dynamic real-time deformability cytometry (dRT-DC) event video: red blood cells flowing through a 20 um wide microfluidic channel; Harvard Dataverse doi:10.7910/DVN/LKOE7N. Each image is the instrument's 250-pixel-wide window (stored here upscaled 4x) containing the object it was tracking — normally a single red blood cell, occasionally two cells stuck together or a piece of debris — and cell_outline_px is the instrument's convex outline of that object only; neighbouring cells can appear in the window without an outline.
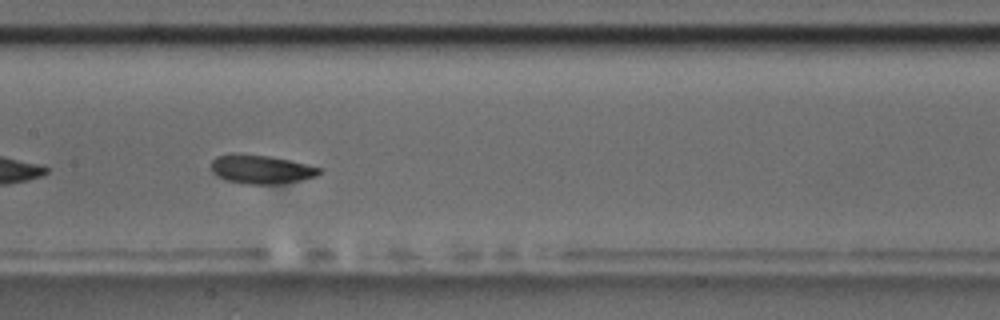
{"species": "common noctule bat (a hibernating species)", "species_latin": "Nyctalus noctula", "temperature_condition": "room temperature", "stored_images_in_passage": 41, "camera_frame_rate_fps": 3000, "um_per_image_px": 0.085, "animal": {"sex": "male", "body_mass_g": 17.5, "forearm_length_mm": 52.3}, "frame": {"image": 1, "passage_image": 12, "time_ms": 3.667, "image_size_px": [1000, 320], "cell_outline_px": [[324, 172], [316, 176], [300, 180], [276, 184], [244, 184], [228, 180], [216, 176], [212, 172], [212, 160], [216, 156], [232, 152], [236, 152], [268, 156], [288, 160], [320, 168]], "centroid_in_image_um": [22.14, 14.38], "position_along_channel_um": 185.3, "area_um2": 18.21}, "authors_computed_cell_mechanics": {"area_um2": 18.3226, "velocity_mm_per_s": 3.5023, "shape_relaxation_time_tau1_ms": 3.7752, "shape_relaxation_time_tau2_ms": 4.3377, "deformation_change_tau1": 0.0856, "deformation_change_tau2": 0.0733}}